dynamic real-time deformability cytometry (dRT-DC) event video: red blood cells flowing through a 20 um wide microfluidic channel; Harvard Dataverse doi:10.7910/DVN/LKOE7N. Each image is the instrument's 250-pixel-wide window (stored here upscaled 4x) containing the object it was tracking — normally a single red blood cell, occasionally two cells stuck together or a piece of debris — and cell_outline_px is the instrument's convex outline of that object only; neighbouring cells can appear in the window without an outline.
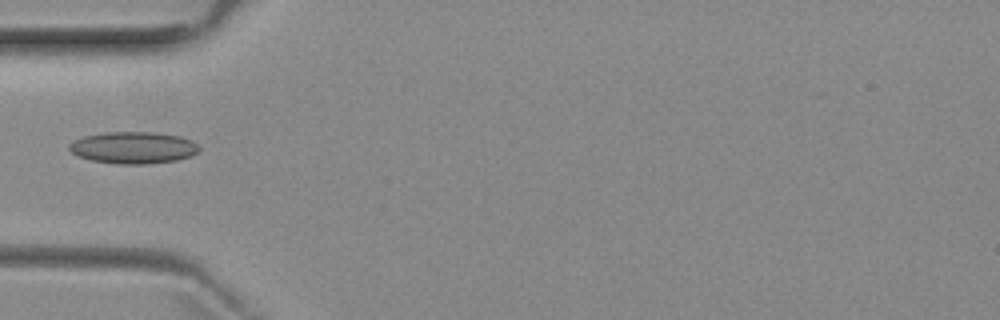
{"species": "common noctule bat (a hibernating species)", "species_latin": "Nyctalus noctula", "temperature_condition": "room temperature", "stored_images_in_passage": 3, "camera_frame_rate_fps": 3000, "um_per_image_px": 0.085, "animal": {"sex": "female", "body_mass_g": 29.2, "forearm_length_mm": 56.3}, "frame": {"image": 1, "passage_image": 3, "time_ms": 3.0, "image_size_px": [1000, 320], "cell_outline_px": [[200, 148], [192, 156], [176, 160], [148, 164], [116, 164], [92, 160], [80, 156], [72, 152], [68, 148], [68, 144], [84, 136], [104, 132], [156, 132], [180, 136], [192, 140]], "centroid_in_image_um": [11.35, 12.55], "position_along_channel_um": 73.7, "area_um2": 24.1}}